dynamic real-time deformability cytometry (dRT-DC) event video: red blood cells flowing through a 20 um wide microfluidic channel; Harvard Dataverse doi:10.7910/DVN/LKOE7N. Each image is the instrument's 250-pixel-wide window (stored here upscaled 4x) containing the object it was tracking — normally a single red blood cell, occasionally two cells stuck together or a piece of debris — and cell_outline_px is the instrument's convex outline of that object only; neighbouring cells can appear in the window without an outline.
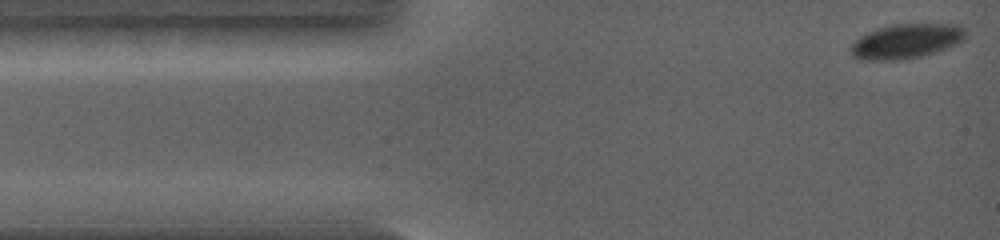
{"species": "common noctule bat (a hibernating species)", "species_latin": "Nyctalus noctula", "temperature_condition": "warm", "stored_images_in_passage": 40, "camera_frame_rate_fps": 5000, "um_per_image_px": 0.085, "animal": {"sex": "female", "body_mass_g": 19.0, "forearm_length_mm": 56.7}, "frame": {"image": 1, "passage_image": 1, "time_ms": 0.0, "image_size_px": [1000, 240], "cell_outline_px": [[964, 36], [956, 44], [936, 52], [904, 60], [860, 60], [852, 56], [848, 48], [860, 36], [868, 32], [892, 24], [960, 24], [964, 28]], "centroid_in_image_um": [76.98, 3.51], "position_along_channel_um": 8.0, "area_um2": 23.12}}
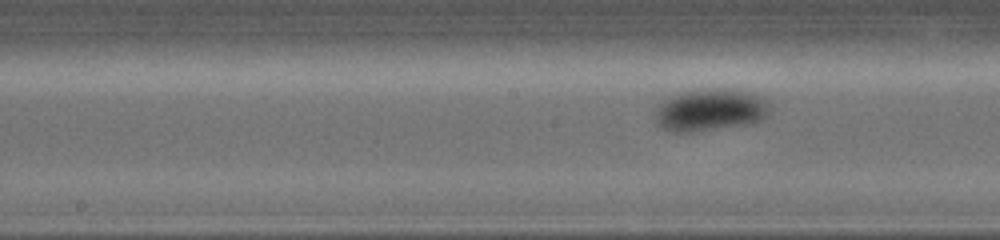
{"frame": {"image": 2, "passage_image": 24, "time_ms": 4.6, "image_size_px": [1000, 240], "cell_outline_px": [[768, 112], [764, 120], [752, 124], [692, 132], [672, 132], [660, 128], [656, 124], [656, 112], [660, 104], [664, 100], [672, 96], [684, 92], [716, 88], [724, 88], [744, 92], [760, 96], [768, 100]], "centroid_in_image_um": [60.38, 9.38], "position_along_channel_um": 187.8, "area_um2": 28.09}}
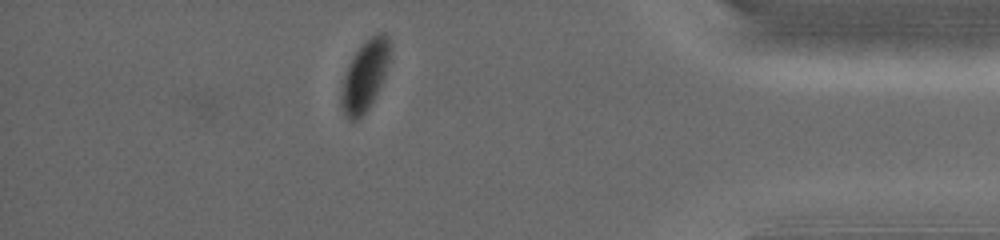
{"frame": {"image": 3, "passage_image": 39, "time_ms": 7.6, "image_size_px": [1000, 240], "cell_outline_px": [[392, 44], [384, 76], [376, 96], [368, 108], [356, 120], [348, 120], [344, 116], [340, 104], [340, 96], [344, 76], [356, 52], [372, 36], [380, 32], [384, 32], [388, 36]], "centroid_in_image_um": [31.02, 6.46], "position_along_channel_um": 404.2, "area_um2": 19.59}}